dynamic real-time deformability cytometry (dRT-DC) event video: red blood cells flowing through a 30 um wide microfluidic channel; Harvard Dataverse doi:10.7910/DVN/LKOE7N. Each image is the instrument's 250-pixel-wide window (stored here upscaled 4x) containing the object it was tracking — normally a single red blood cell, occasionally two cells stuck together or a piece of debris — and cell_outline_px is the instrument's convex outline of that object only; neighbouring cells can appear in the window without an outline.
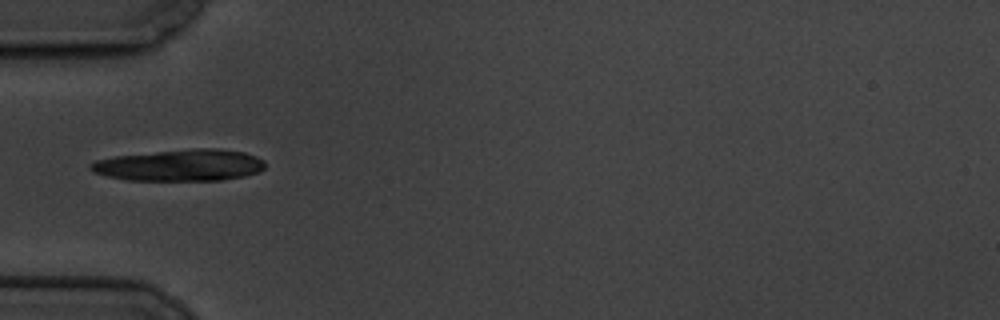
{"species": "common noctule bat (a hibernating species)", "species_latin": "Nyctalus noctula", "temperature_condition": "cold", "stored_images_in_passage": 4, "camera_frame_rate_fps": 3000, "um_per_image_px": 0.085, "animal": {"sex": "male", "body_mass_g": 19.5, "forearm_length_mm": 54.6}, "frame": {"image": 1, "passage_image": 1, "time_ms": 0.0, "image_size_px": [1000, 320], "cell_outline_px": [[264, 168], [260, 172], [244, 176], [220, 180], [128, 180], [108, 176], [92, 172], [88, 168], [88, 164], [96, 160], [116, 156], [192, 148], [220, 148], [244, 152], [256, 156], [264, 160]], "centroid_in_image_um": [15.32, 14.04], "position_along_channel_um": 69.7, "area_um2": 32.19}}